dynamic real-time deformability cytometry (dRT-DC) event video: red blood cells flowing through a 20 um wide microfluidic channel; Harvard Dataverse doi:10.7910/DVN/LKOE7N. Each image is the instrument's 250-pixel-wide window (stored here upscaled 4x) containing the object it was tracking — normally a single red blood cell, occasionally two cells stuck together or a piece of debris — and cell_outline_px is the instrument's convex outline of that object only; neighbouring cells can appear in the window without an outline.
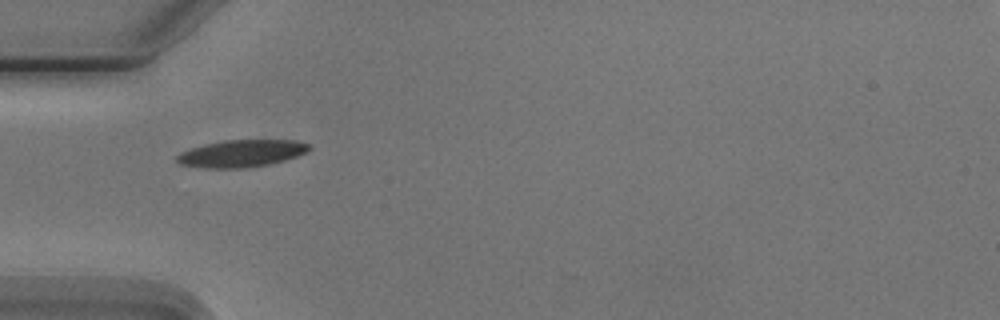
{"species": "Egyptian fruit bat (a non-hibernating species)", "species_latin": "Rousettus aegyptiacus", "temperature_condition": "cold", "stored_images_in_passage": 2, "camera_frame_rate_fps": 3000, "um_per_image_px": 0.085, "animal": {"sex": "male"}, "frame": {"image": 1, "passage_image": 1, "time_ms": 0.0, "image_size_px": [1000, 320], "cell_outline_px": [[312, 148], [308, 152], [284, 160], [268, 164], [244, 168], [208, 168], [180, 164], [176, 160], [176, 156], [180, 152], [204, 144], [224, 140], [296, 140], [312, 144]], "centroid_in_image_um": [20.56, 13.03], "position_along_channel_um": 64.4, "area_um2": 20.98}}
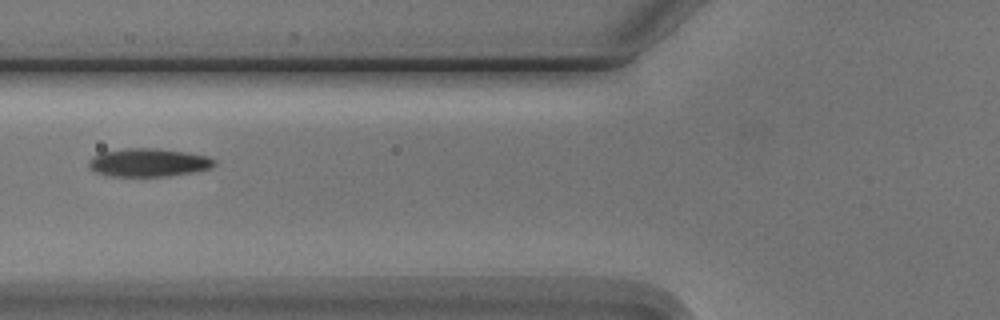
{"frame": {"image": 2, "passage_image": 2, "time_ms": 1.333, "image_size_px": [1000, 320], "cell_outline_px": [[216, 164], [208, 168], [192, 172], [168, 176], [112, 176], [96, 172], [88, 164], [88, 160], [92, 156], [100, 152], [124, 148], [152, 148], [188, 152], [208, 156], [216, 160]], "centroid_in_image_um": [12.61, 13.8], "position_along_channel_um": 113.2, "area_um2": 20.63}}